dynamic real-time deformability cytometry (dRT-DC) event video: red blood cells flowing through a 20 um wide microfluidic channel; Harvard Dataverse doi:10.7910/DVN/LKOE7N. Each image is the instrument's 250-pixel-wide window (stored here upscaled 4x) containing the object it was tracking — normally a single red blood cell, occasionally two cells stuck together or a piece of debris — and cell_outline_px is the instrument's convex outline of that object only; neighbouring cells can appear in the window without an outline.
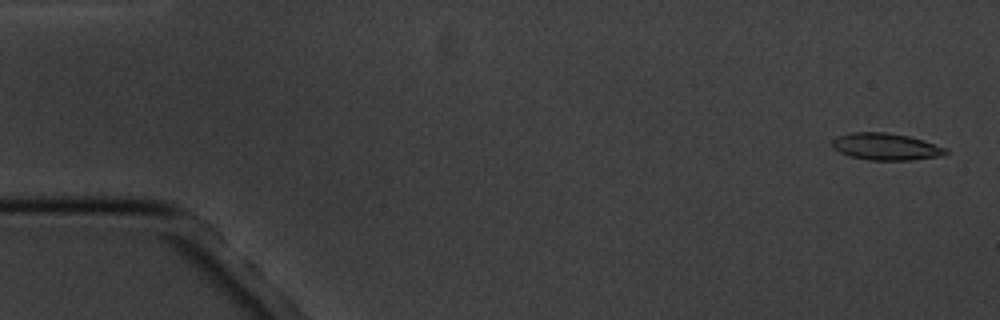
{"species": "common noctule bat (a hibernating species)", "species_latin": "Nyctalus noctula", "temperature_condition": "cold", "stored_images_in_passage": 5, "camera_frame_rate_fps": 3000, "um_per_image_px": 0.085, "animal": {"sex": "male", "body_mass_g": 20.1, "forearm_length_mm": 53.5}, "frame": {"image": 1, "passage_image": 1, "time_ms": 0.0, "image_size_px": [1000, 320], "cell_outline_px": [[948, 152], [944, 156], [912, 160], [868, 160], [852, 156], [840, 152], [832, 148], [832, 140], [836, 136], [852, 132], [888, 132], [908, 136], [948, 148]], "centroid_in_image_um": [75.31, 12.46], "position_along_channel_um": 9.7, "area_um2": 17.92}}
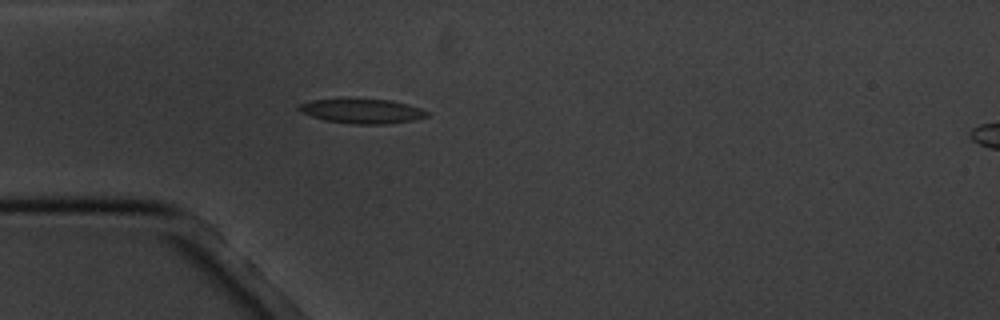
{"frame": {"image": 2, "passage_image": 5, "time_ms": 4.667, "image_size_px": [1000, 320], "cell_outline_px": [[428, 116], [412, 120], [388, 124], [352, 124], [324, 120], [300, 112], [296, 108], [300, 104], [312, 100], [392, 100], [408, 104], [420, 108], [428, 112]], "centroid_in_image_um": [30.78, 9.46], "position_along_channel_um": 54.2, "area_um2": 17.98}}